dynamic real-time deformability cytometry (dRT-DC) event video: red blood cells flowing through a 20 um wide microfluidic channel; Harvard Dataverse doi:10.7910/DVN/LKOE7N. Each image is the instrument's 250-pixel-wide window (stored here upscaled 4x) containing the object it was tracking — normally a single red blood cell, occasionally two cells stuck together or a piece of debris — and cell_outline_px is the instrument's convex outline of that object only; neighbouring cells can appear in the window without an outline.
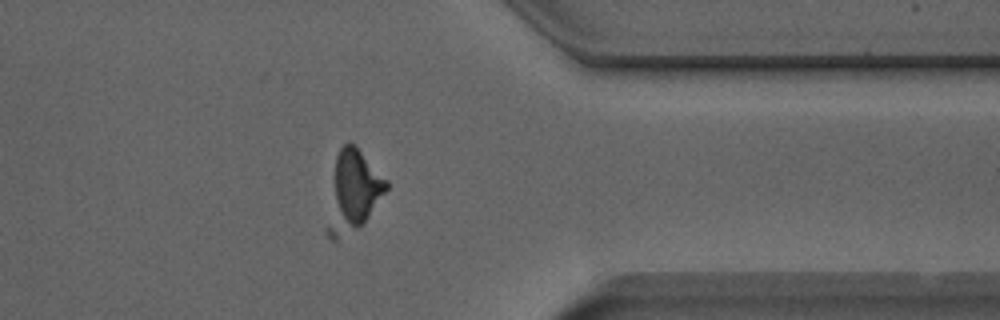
{"species": "Egyptian fruit bat (a non-hibernating species)", "species_latin": "Rousettus aegyptiacus", "temperature_condition": "room temperature", "stored_images_in_passage": 36, "camera_frame_rate_fps": 3000, "um_per_image_px": 0.085, "animal": {"sex": "male"}, "frame": {"image": 1, "passage_image": 25, "time_ms": 8.0, "image_size_px": [1000, 320], "cell_outline_px": [[388, 188], [368, 216], [356, 228], [336, 240], [332, 240], [328, 236], [324, 228], [336, 156], [340, 148], [344, 144], [352, 144], [388, 180]], "centroid_in_image_um": [29.95, 16.31], "position_along_channel_um": 381.4, "area_um2": 27.05}}
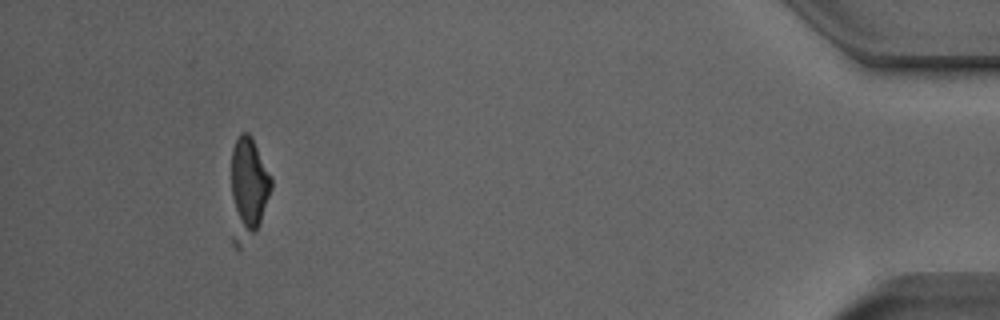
{"frame": {"image": 2, "passage_image": 32, "time_ms": 10.333, "image_size_px": [1000, 320], "cell_outline_px": [[272, 188], [260, 224], [240, 248], [236, 248], [232, 244], [228, 236], [232, 148], [240, 132], [248, 132], [252, 136], [272, 176]], "centroid_in_image_um": [21.02, 16.1], "position_along_channel_um": 414.2, "area_um2": 25.49}}